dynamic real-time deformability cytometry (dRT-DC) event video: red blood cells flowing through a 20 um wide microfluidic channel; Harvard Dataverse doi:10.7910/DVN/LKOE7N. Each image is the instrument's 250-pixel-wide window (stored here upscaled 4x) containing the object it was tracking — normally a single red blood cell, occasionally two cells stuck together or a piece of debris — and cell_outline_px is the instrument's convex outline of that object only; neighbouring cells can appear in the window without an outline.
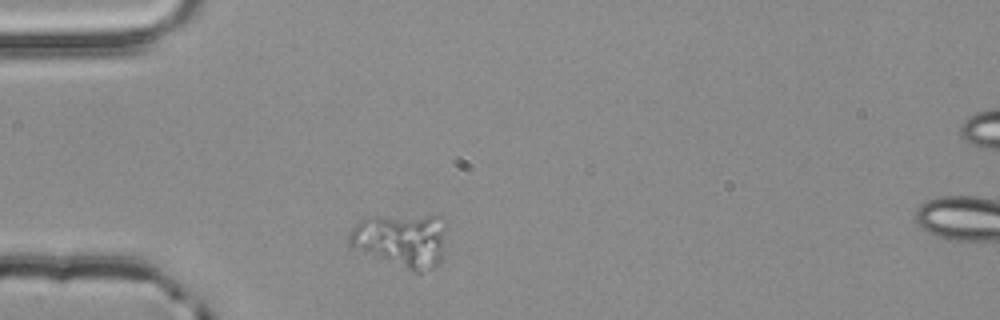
{"species": "common noctule bat (a hibernating species)", "species_latin": "Nyctalus noctula", "temperature_condition": "room temperature", "stored_images_in_passage": 2, "camera_frame_rate_fps": 3000, "um_per_image_px": 0.085, "animal": {"sex": "male", "body_mass_g": 20.4}, "frame": {"image": 1, "passage_image": 1, "time_ms": 0.0, "image_size_px": [1000, 320], "cell_outline_px": [[444, 240], [440, 264], [432, 268], [420, 272], [416, 272], [352, 248], [348, 244], [348, 236], [352, 228], [364, 216], [444, 216]], "centroid_in_image_um": [34.1, 20.4], "position_along_channel_um": 50.9, "area_um2": 30.46}}